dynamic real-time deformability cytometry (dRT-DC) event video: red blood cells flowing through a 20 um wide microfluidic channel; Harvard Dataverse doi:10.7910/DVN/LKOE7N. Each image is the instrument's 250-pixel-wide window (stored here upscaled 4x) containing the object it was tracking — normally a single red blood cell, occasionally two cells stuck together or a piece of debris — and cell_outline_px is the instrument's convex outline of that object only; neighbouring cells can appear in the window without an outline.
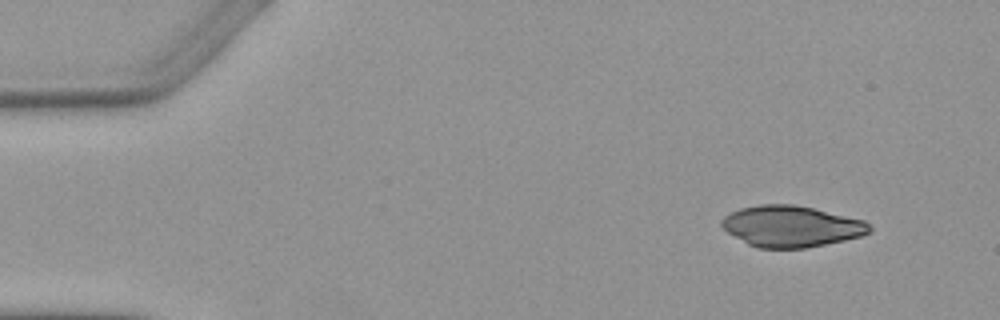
{"species": "Egyptian fruit bat (a non-hibernating species)", "species_latin": "Rousettus aegyptiacus", "temperature_condition": "warm", "stored_images_in_passage": 5, "camera_frame_rate_fps": 3000, "um_per_image_px": 0.085, "animal": {"sex": "female"}, "frame": {"image": 1, "passage_image": 1, "time_ms": 0.0, "image_size_px": [1000, 320], "cell_outline_px": [[872, 232], [860, 236], [844, 240], [808, 248], [756, 248], [748, 244], [728, 232], [720, 224], [720, 220], [724, 216], [740, 208], [760, 204], [792, 204], [812, 208], [864, 220], [872, 228]], "centroid_in_image_um": [67.25, 19.24], "position_along_channel_um": 17.8, "area_um2": 35.37}}